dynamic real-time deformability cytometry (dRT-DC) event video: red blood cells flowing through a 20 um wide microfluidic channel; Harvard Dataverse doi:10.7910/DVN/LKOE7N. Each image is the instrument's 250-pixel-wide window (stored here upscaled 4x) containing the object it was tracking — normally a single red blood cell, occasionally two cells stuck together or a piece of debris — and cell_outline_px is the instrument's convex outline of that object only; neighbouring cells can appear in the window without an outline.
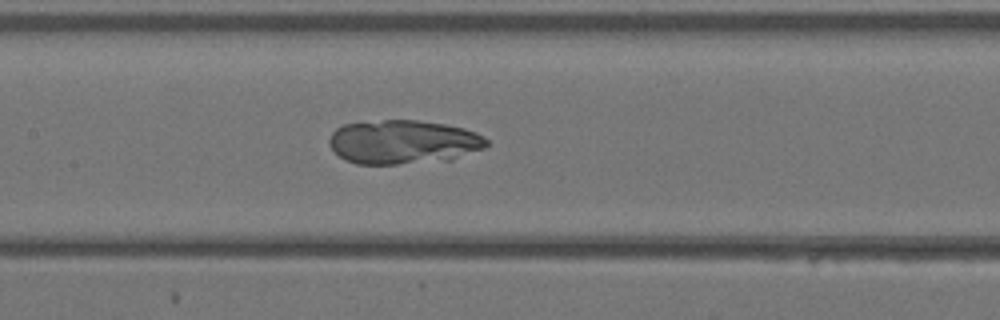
{"species": "Egyptian fruit bat (a non-hibernating species)", "species_latin": "Rousettus aegyptiacus", "temperature_condition": "warm", "stored_images_in_passage": 40, "camera_frame_rate_fps": 3000, "um_per_image_px": 0.085, "animal": {"sex": "female"}, "frame": {"image": 1, "passage_image": 19, "time_ms": 6.0, "image_size_px": [1000, 320], "cell_outline_px": [[488, 144], [484, 148], [452, 160], [396, 164], [356, 164], [340, 156], [328, 144], [328, 140], [332, 132], [336, 128], [344, 124], [384, 120], [416, 120], [444, 124], [464, 128], [476, 132], [484, 136], [488, 140]], "centroid_in_image_um": [34.3, 12.07], "position_along_channel_um": 173.1, "area_um2": 40.4}}
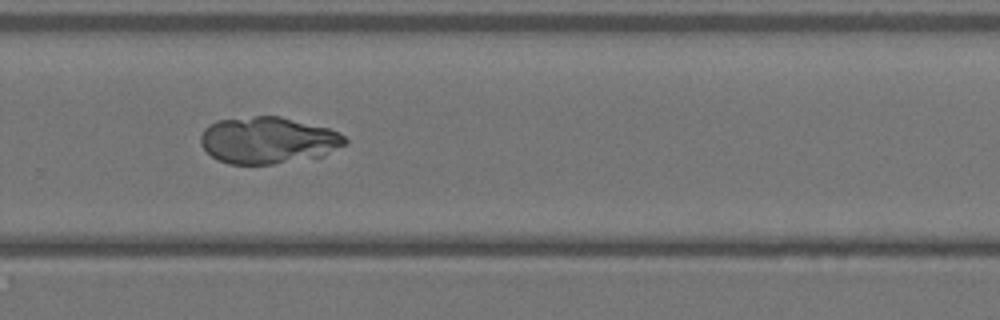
{"frame": {"image": 2, "passage_image": 27, "time_ms": 8.667, "image_size_px": [1000, 320], "cell_outline_px": [[348, 144], [324, 156], [272, 164], [228, 164], [216, 160], [200, 144], [200, 136], [204, 128], [208, 124], [216, 120], [256, 116], [280, 116], [328, 128], [344, 136], [348, 140]], "centroid_in_image_um": [22.77, 11.93], "position_along_channel_um": 307.0, "area_um2": 39.59}}
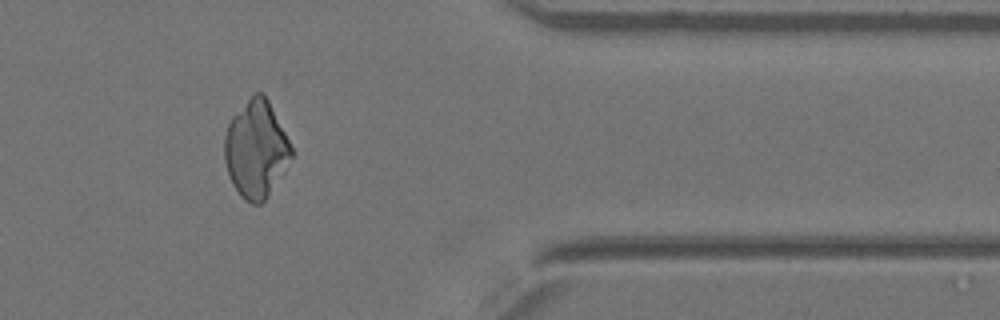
{"frame": {"image": 3, "passage_image": 33, "time_ms": 10.667, "image_size_px": [1000, 320], "cell_outline_px": [[292, 156], [284, 172], [268, 196], [260, 204], [252, 204], [244, 200], [240, 196], [232, 184], [224, 160], [224, 136], [228, 124], [232, 116], [256, 92], [264, 92], [292, 148]], "centroid_in_image_um": [21.74, 12.72], "position_along_channel_um": 389.7, "area_um2": 37.57}}